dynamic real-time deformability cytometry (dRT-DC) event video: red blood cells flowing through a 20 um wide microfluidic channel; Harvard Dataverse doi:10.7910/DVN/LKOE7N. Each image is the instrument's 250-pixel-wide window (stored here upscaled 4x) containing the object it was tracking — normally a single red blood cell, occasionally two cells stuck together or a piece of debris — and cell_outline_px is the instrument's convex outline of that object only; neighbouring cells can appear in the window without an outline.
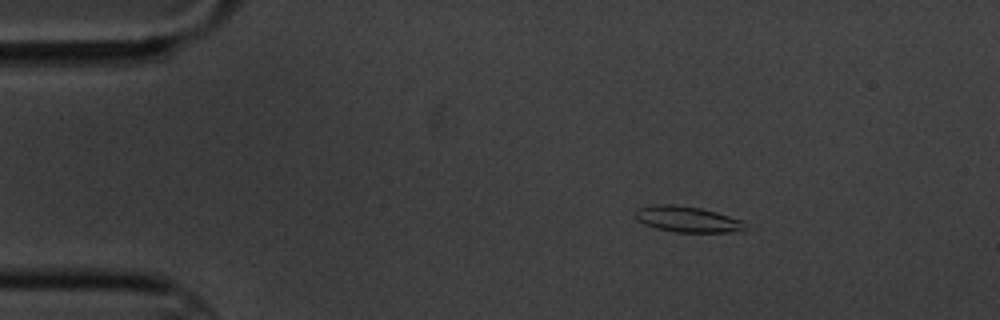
{"species": "common noctule bat (a hibernating species)", "species_latin": "Nyctalus noctula", "temperature_condition": "cold", "stored_images_in_passage": 4, "camera_frame_rate_fps": 3000, "um_per_image_px": 0.085, "animal": {"sex": "male", "body_mass_g": 20.1, "forearm_length_mm": 53.5}, "frame": {"image": 1, "passage_image": 2, "time_ms": 2.0, "image_size_px": [1000, 320], "cell_outline_px": [[744, 228], [728, 232], [676, 232], [656, 228], [644, 224], [636, 220], [636, 208], [652, 204], [672, 204], [700, 208], [716, 212], [744, 220]], "centroid_in_image_um": [58.36, 18.62], "position_along_channel_um": 26.6, "area_um2": 16.47}}